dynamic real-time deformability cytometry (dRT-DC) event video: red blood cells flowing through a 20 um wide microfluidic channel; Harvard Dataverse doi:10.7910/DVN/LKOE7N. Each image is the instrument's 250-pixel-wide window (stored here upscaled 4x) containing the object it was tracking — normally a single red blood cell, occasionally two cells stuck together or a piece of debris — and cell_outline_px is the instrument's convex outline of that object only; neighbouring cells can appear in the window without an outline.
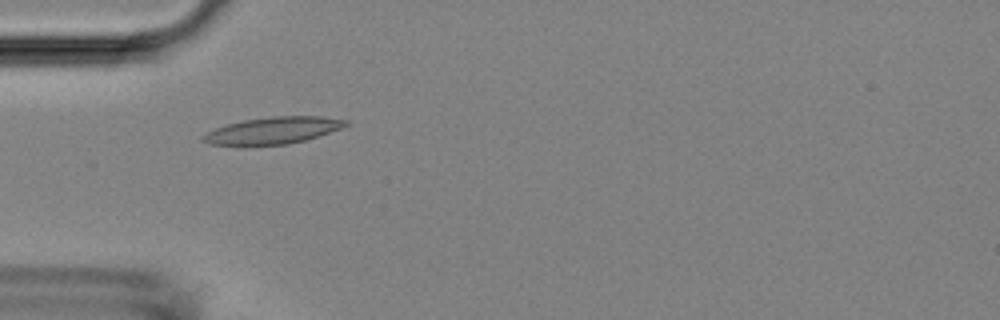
{"species": "Egyptian fruit bat (a non-hibernating species)", "species_latin": "Rousettus aegyptiacus", "temperature_condition": "room temperature", "stored_images_in_passage": 5, "camera_frame_rate_fps": 3000, "um_per_image_px": 0.085, "animal": {"sex": "female"}, "frame": {"image": 1, "passage_image": 4, "time_ms": 4.333, "image_size_px": [1000, 320], "cell_outline_px": [[352, 124], [308, 140], [288, 144], [244, 148], [240, 148], [208, 144], [200, 140], [200, 136], [216, 128], [228, 124], [244, 120], [272, 116], [324, 116], [348, 120]], "centroid_in_image_um": [23.16, 11.14], "position_along_channel_um": 61.8, "area_um2": 23.41}}